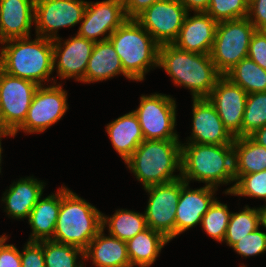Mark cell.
Wrapping results in <instances>:
<instances>
[{"mask_svg": "<svg viewBox=\"0 0 266 267\" xmlns=\"http://www.w3.org/2000/svg\"><path fill=\"white\" fill-rule=\"evenodd\" d=\"M5 40L0 49V69L5 73L30 80L38 86L57 83L53 72V41L36 35ZM44 82V84H43ZM53 82V83H52Z\"/></svg>", "mask_w": 266, "mask_h": 267, "instance_id": "obj_1", "label": "cell"}, {"mask_svg": "<svg viewBox=\"0 0 266 267\" xmlns=\"http://www.w3.org/2000/svg\"><path fill=\"white\" fill-rule=\"evenodd\" d=\"M181 178L215 188L232 182L224 191L231 193L235 185L233 144L181 143Z\"/></svg>", "mask_w": 266, "mask_h": 267, "instance_id": "obj_2", "label": "cell"}, {"mask_svg": "<svg viewBox=\"0 0 266 267\" xmlns=\"http://www.w3.org/2000/svg\"><path fill=\"white\" fill-rule=\"evenodd\" d=\"M158 67L172 83L190 90L192 98H207L222 76L210 55L185 51L174 44L160 45Z\"/></svg>", "mask_w": 266, "mask_h": 267, "instance_id": "obj_3", "label": "cell"}, {"mask_svg": "<svg viewBox=\"0 0 266 267\" xmlns=\"http://www.w3.org/2000/svg\"><path fill=\"white\" fill-rule=\"evenodd\" d=\"M181 143L180 140H144L124 164L143 188L177 180L181 178Z\"/></svg>", "mask_w": 266, "mask_h": 267, "instance_id": "obj_4", "label": "cell"}, {"mask_svg": "<svg viewBox=\"0 0 266 267\" xmlns=\"http://www.w3.org/2000/svg\"><path fill=\"white\" fill-rule=\"evenodd\" d=\"M102 229V212L65 185L60 187V210L51 240L85 251Z\"/></svg>", "mask_w": 266, "mask_h": 267, "instance_id": "obj_5", "label": "cell"}, {"mask_svg": "<svg viewBox=\"0 0 266 267\" xmlns=\"http://www.w3.org/2000/svg\"><path fill=\"white\" fill-rule=\"evenodd\" d=\"M109 40L132 81H143L150 69L158 67L160 45L136 19H127Z\"/></svg>", "mask_w": 266, "mask_h": 267, "instance_id": "obj_6", "label": "cell"}, {"mask_svg": "<svg viewBox=\"0 0 266 267\" xmlns=\"http://www.w3.org/2000/svg\"><path fill=\"white\" fill-rule=\"evenodd\" d=\"M255 31L247 17L218 22L210 56L222 75L247 57Z\"/></svg>", "mask_w": 266, "mask_h": 267, "instance_id": "obj_7", "label": "cell"}, {"mask_svg": "<svg viewBox=\"0 0 266 267\" xmlns=\"http://www.w3.org/2000/svg\"><path fill=\"white\" fill-rule=\"evenodd\" d=\"M139 106L133 110L140 123L144 140H179L175 129L176 99L162 93L141 95Z\"/></svg>", "mask_w": 266, "mask_h": 267, "instance_id": "obj_8", "label": "cell"}, {"mask_svg": "<svg viewBox=\"0 0 266 267\" xmlns=\"http://www.w3.org/2000/svg\"><path fill=\"white\" fill-rule=\"evenodd\" d=\"M62 84H46L36 89L26 119L12 134L14 137L19 131L25 134L45 132L62 119L69 109L68 92L63 89Z\"/></svg>", "mask_w": 266, "mask_h": 267, "instance_id": "obj_9", "label": "cell"}, {"mask_svg": "<svg viewBox=\"0 0 266 267\" xmlns=\"http://www.w3.org/2000/svg\"><path fill=\"white\" fill-rule=\"evenodd\" d=\"M39 86L0 69V131L13 134L25 121Z\"/></svg>", "mask_w": 266, "mask_h": 267, "instance_id": "obj_10", "label": "cell"}, {"mask_svg": "<svg viewBox=\"0 0 266 267\" xmlns=\"http://www.w3.org/2000/svg\"><path fill=\"white\" fill-rule=\"evenodd\" d=\"M85 0H35L34 26L36 35L54 40L60 28L79 24L84 16Z\"/></svg>", "mask_w": 266, "mask_h": 267, "instance_id": "obj_11", "label": "cell"}, {"mask_svg": "<svg viewBox=\"0 0 266 267\" xmlns=\"http://www.w3.org/2000/svg\"><path fill=\"white\" fill-rule=\"evenodd\" d=\"M148 203L144 210L147 227L160 232L170 241L175 238V215L180 197L181 178L144 188Z\"/></svg>", "mask_w": 266, "mask_h": 267, "instance_id": "obj_12", "label": "cell"}, {"mask_svg": "<svg viewBox=\"0 0 266 267\" xmlns=\"http://www.w3.org/2000/svg\"><path fill=\"white\" fill-rule=\"evenodd\" d=\"M187 10L179 0H161L143 11L136 20L159 44H173Z\"/></svg>", "mask_w": 266, "mask_h": 267, "instance_id": "obj_13", "label": "cell"}, {"mask_svg": "<svg viewBox=\"0 0 266 267\" xmlns=\"http://www.w3.org/2000/svg\"><path fill=\"white\" fill-rule=\"evenodd\" d=\"M126 20L123 0L87 1L76 34L93 42L108 40Z\"/></svg>", "mask_w": 266, "mask_h": 267, "instance_id": "obj_14", "label": "cell"}, {"mask_svg": "<svg viewBox=\"0 0 266 267\" xmlns=\"http://www.w3.org/2000/svg\"><path fill=\"white\" fill-rule=\"evenodd\" d=\"M53 41V70L61 80L75 79L80 82L85 77L88 60L91 57L95 42L75 36ZM63 41V42H62ZM56 68V69H55Z\"/></svg>", "mask_w": 266, "mask_h": 267, "instance_id": "obj_15", "label": "cell"}, {"mask_svg": "<svg viewBox=\"0 0 266 267\" xmlns=\"http://www.w3.org/2000/svg\"><path fill=\"white\" fill-rule=\"evenodd\" d=\"M247 96L246 91L222 75L207 97L233 137H241Z\"/></svg>", "mask_w": 266, "mask_h": 267, "instance_id": "obj_16", "label": "cell"}, {"mask_svg": "<svg viewBox=\"0 0 266 267\" xmlns=\"http://www.w3.org/2000/svg\"><path fill=\"white\" fill-rule=\"evenodd\" d=\"M192 132L185 143L233 144L234 137L224 127L215 107L207 98H192Z\"/></svg>", "mask_w": 266, "mask_h": 267, "instance_id": "obj_17", "label": "cell"}, {"mask_svg": "<svg viewBox=\"0 0 266 267\" xmlns=\"http://www.w3.org/2000/svg\"><path fill=\"white\" fill-rule=\"evenodd\" d=\"M218 188L203 186L191 189L189 183L181 178L180 197L175 215V238L190 228L200 224L203 215L214 202Z\"/></svg>", "mask_w": 266, "mask_h": 267, "instance_id": "obj_18", "label": "cell"}, {"mask_svg": "<svg viewBox=\"0 0 266 267\" xmlns=\"http://www.w3.org/2000/svg\"><path fill=\"white\" fill-rule=\"evenodd\" d=\"M216 22L206 12H187L173 44L185 51L210 55L215 40Z\"/></svg>", "mask_w": 266, "mask_h": 267, "instance_id": "obj_19", "label": "cell"}, {"mask_svg": "<svg viewBox=\"0 0 266 267\" xmlns=\"http://www.w3.org/2000/svg\"><path fill=\"white\" fill-rule=\"evenodd\" d=\"M46 183L33 175L13 181L2 196L4 212L8 217L23 220L30 216L33 207L43 196Z\"/></svg>", "mask_w": 266, "mask_h": 267, "instance_id": "obj_20", "label": "cell"}, {"mask_svg": "<svg viewBox=\"0 0 266 267\" xmlns=\"http://www.w3.org/2000/svg\"><path fill=\"white\" fill-rule=\"evenodd\" d=\"M35 0H0L1 45L5 40L31 36Z\"/></svg>", "mask_w": 266, "mask_h": 267, "instance_id": "obj_21", "label": "cell"}, {"mask_svg": "<svg viewBox=\"0 0 266 267\" xmlns=\"http://www.w3.org/2000/svg\"><path fill=\"white\" fill-rule=\"evenodd\" d=\"M122 75L132 80L123 70L121 59L116 53L111 41L95 42L91 57L88 60L85 77L80 81L91 84L107 81L115 76Z\"/></svg>", "mask_w": 266, "mask_h": 267, "instance_id": "obj_22", "label": "cell"}, {"mask_svg": "<svg viewBox=\"0 0 266 267\" xmlns=\"http://www.w3.org/2000/svg\"><path fill=\"white\" fill-rule=\"evenodd\" d=\"M84 260L95 267H131L125 241L104 233L102 228L84 251Z\"/></svg>", "mask_w": 266, "mask_h": 267, "instance_id": "obj_23", "label": "cell"}, {"mask_svg": "<svg viewBox=\"0 0 266 267\" xmlns=\"http://www.w3.org/2000/svg\"><path fill=\"white\" fill-rule=\"evenodd\" d=\"M105 129L114 150L124 162L144 141L140 123L133 110L108 123Z\"/></svg>", "mask_w": 266, "mask_h": 267, "instance_id": "obj_24", "label": "cell"}, {"mask_svg": "<svg viewBox=\"0 0 266 267\" xmlns=\"http://www.w3.org/2000/svg\"><path fill=\"white\" fill-rule=\"evenodd\" d=\"M60 210V187L57 192L41 197L28 218L32 233L28 241L51 240Z\"/></svg>", "mask_w": 266, "mask_h": 267, "instance_id": "obj_25", "label": "cell"}, {"mask_svg": "<svg viewBox=\"0 0 266 267\" xmlns=\"http://www.w3.org/2000/svg\"><path fill=\"white\" fill-rule=\"evenodd\" d=\"M169 242L163 234L147 227L126 242L131 267H150Z\"/></svg>", "mask_w": 266, "mask_h": 267, "instance_id": "obj_26", "label": "cell"}, {"mask_svg": "<svg viewBox=\"0 0 266 267\" xmlns=\"http://www.w3.org/2000/svg\"><path fill=\"white\" fill-rule=\"evenodd\" d=\"M235 182L242 176L266 170V148L249 136L234 137Z\"/></svg>", "mask_w": 266, "mask_h": 267, "instance_id": "obj_27", "label": "cell"}, {"mask_svg": "<svg viewBox=\"0 0 266 267\" xmlns=\"http://www.w3.org/2000/svg\"><path fill=\"white\" fill-rule=\"evenodd\" d=\"M108 229V234L127 242L138 233L147 228L145 214L127 210L117 209L112 216L102 213V228Z\"/></svg>", "mask_w": 266, "mask_h": 267, "instance_id": "obj_28", "label": "cell"}, {"mask_svg": "<svg viewBox=\"0 0 266 267\" xmlns=\"http://www.w3.org/2000/svg\"><path fill=\"white\" fill-rule=\"evenodd\" d=\"M225 76L247 94L266 92V70L249 57L243 58Z\"/></svg>", "mask_w": 266, "mask_h": 267, "instance_id": "obj_29", "label": "cell"}, {"mask_svg": "<svg viewBox=\"0 0 266 267\" xmlns=\"http://www.w3.org/2000/svg\"><path fill=\"white\" fill-rule=\"evenodd\" d=\"M239 212H231L227 232L224 241L231 247L245 235L256 231L261 227V215L259 207H250L246 205Z\"/></svg>", "mask_w": 266, "mask_h": 267, "instance_id": "obj_30", "label": "cell"}, {"mask_svg": "<svg viewBox=\"0 0 266 267\" xmlns=\"http://www.w3.org/2000/svg\"><path fill=\"white\" fill-rule=\"evenodd\" d=\"M43 252L45 267H85L84 251L78 247L43 240Z\"/></svg>", "mask_w": 266, "mask_h": 267, "instance_id": "obj_31", "label": "cell"}, {"mask_svg": "<svg viewBox=\"0 0 266 267\" xmlns=\"http://www.w3.org/2000/svg\"><path fill=\"white\" fill-rule=\"evenodd\" d=\"M230 215L228 205L221 203L216 197L202 217V230L215 241L222 243L227 232Z\"/></svg>", "mask_w": 266, "mask_h": 267, "instance_id": "obj_32", "label": "cell"}, {"mask_svg": "<svg viewBox=\"0 0 266 267\" xmlns=\"http://www.w3.org/2000/svg\"><path fill=\"white\" fill-rule=\"evenodd\" d=\"M266 125V92L250 93L246 99L241 137Z\"/></svg>", "mask_w": 266, "mask_h": 267, "instance_id": "obj_33", "label": "cell"}, {"mask_svg": "<svg viewBox=\"0 0 266 267\" xmlns=\"http://www.w3.org/2000/svg\"><path fill=\"white\" fill-rule=\"evenodd\" d=\"M225 194L263 199L266 202V170L242 175L235 182L232 192Z\"/></svg>", "mask_w": 266, "mask_h": 267, "instance_id": "obj_34", "label": "cell"}, {"mask_svg": "<svg viewBox=\"0 0 266 267\" xmlns=\"http://www.w3.org/2000/svg\"><path fill=\"white\" fill-rule=\"evenodd\" d=\"M206 13L216 22L245 18L248 3L246 0H210Z\"/></svg>", "mask_w": 266, "mask_h": 267, "instance_id": "obj_35", "label": "cell"}, {"mask_svg": "<svg viewBox=\"0 0 266 267\" xmlns=\"http://www.w3.org/2000/svg\"><path fill=\"white\" fill-rule=\"evenodd\" d=\"M231 248L243 257L257 256L266 252V232L259 228L245 235L234 243Z\"/></svg>", "mask_w": 266, "mask_h": 267, "instance_id": "obj_36", "label": "cell"}, {"mask_svg": "<svg viewBox=\"0 0 266 267\" xmlns=\"http://www.w3.org/2000/svg\"><path fill=\"white\" fill-rule=\"evenodd\" d=\"M20 257L21 267H45L43 241H27Z\"/></svg>", "mask_w": 266, "mask_h": 267, "instance_id": "obj_37", "label": "cell"}, {"mask_svg": "<svg viewBox=\"0 0 266 267\" xmlns=\"http://www.w3.org/2000/svg\"><path fill=\"white\" fill-rule=\"evenodd\" d=\"M247 57L266 70V30L255 31L249 43Z\"/></svg>", "mask_w": 266, "mask_h": 267, "instance_id": "obj_38", "label": "cell"}, {"mask_svg": "<svg viewBox=\"0 0 266 267\" xmlns=\"http://www.w3.org/2000/svg\"><path fill=\"white\" fill-rule=\"evenodd\" d=\"M8 235H0V267H21L20 251L13 244H7Z\"/></svg>", "mask_w": 266, "mask_h": 267, "instance_id": "obj_39", "label": "cell"}, {"mask_svg": "<svg viewBox=\"0 0 266 267\" xmlns=\"http://www.w3.org/2000/svg\"><path fill=\"white\" fill-rule=\"evenodd\" d=\"M247 18L256 30H266V0H253L248 4Z\"/></svg>", "mask_w": 266, "mask_h": 267, "instance_id": "obj_40", "label": "cell"}, {"mask_svg": "<svg viewBox=\"0 0 266 267\" xmlns=\"http://www.w3.org/2000/svg\"><path fill=\"white\" fill-rule=\"evenodd\" d=\"M127 19H136L143 11L161 0H123Z\"/></svg>", "mask_w": 266, "mask_h": 267, "instance_id": "obj_41", "label": "cell"}, {"mask_svg": "<svg viewBox=\"0 0 266 267\" xmlns=\"http://www.w3.org/2000/svg\"><path fill=\"white\" fill-rule=\"evenodd\" d=\"M187 12H206L210 0H179Z\"/></svg>", "mask_w": 266, "mask_h": 267, "instance_id": "obj_42", "label": "cell"}, {"mask_svg": "<svg viewBox=\"0 0 266 267\" xmlns=\"http://www.w3.org/2000/svg\"><path fill=\"white\" fill-rule=\"evenodd\" d=\"M249 137L258 145L266 148V125L255 130Z\"/></svg>", "mask_w": 266, "mask_h": 267, "instance_id": "obj_43", "label": "cell"}, {"mask_svg": "<svg viewBox=\"0 0 266 267\" xmlns=\"http://www.w3.org/2000/svg\"><path fill=\"white\" fill-rule=\"evenodd\" d=\"M260 215H261V226L266 228V205H262L259 207Z\"/></svg>", "mask_w": 266, "mask_h": 267, "instance_id": "obj_44", "label": "cell"}, {"mask_svg": "<svg viewBox=\"0 0 266 267\" xmlns=\"http://www.w3.org/2000/svg\"><path fill=\"white\" fill-rule=\"evenodd\" d=\"M8 136H9V137H10V136H11V137H14L11 133H0V173H1V163H2V160H3V159H2V153H3L2 151H3V149H2V147H1V146H2L1 141H2V138H3V137L6 138V137H8Z\"/></svg>", "mask_w": 266, "mask_h": 267, "instance_id": "obj_45", "label": "cell"}, {"mask_svg": "<svg viewBox=\"0 0 266 267\" xmlns=\"http://www.w3.org/2000/svg\"><path fill=\"white\" fill-rule=\"evenodd\" d=\"M251 1H253V0H246V2L249 4Z\"/></svg>", "mask_w": 266, "mask_h": 267, "instance_id": "obj_46", "label": "cell"}, {"mask_svg": "<svg viewBox=\"0 0 266 267\" xmlns=\"http://www.w3.org/2000/svg\"><path fill=\"white\" fill-rule=\"evenodd\" d=\"M240 267H247V266H245L244 263H243V264L240 265Z\"/></svg>", "mask_w": 266, "mask_h": 267, "instance_id": "obj_47", "label": "cell"}]
</instances>
